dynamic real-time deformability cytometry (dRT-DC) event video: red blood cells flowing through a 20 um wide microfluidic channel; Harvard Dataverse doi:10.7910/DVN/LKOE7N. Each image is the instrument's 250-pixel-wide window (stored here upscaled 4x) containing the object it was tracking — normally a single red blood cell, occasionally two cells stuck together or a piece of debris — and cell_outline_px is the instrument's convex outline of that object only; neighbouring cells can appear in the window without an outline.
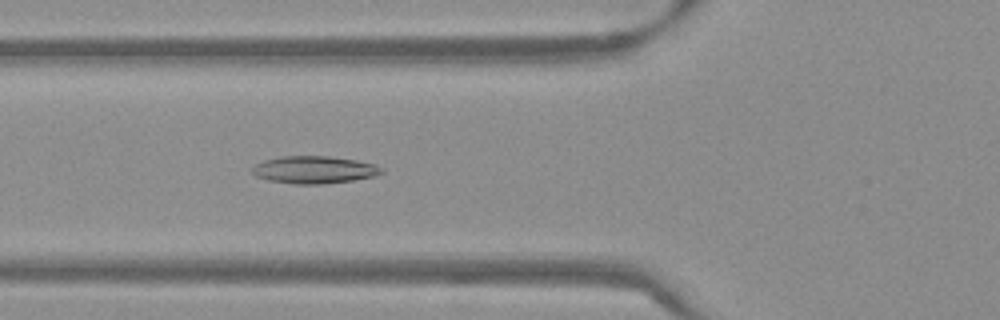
{"species": "Egyptian fruit bat (a non-hibernating species)", "species_latin": "Rousettus aegyptiacus", "temperature_condition": "warm", "stored_images_in_passage": 53, "camera_frame_rate_fps": 3000, "um_per_image_px": 0.085, "frame": {"image": 1, "passage_image": 20, "time_ms": 6.333, "image_size_px": [1000, 320], "cell_outline_px": [[384, 172], [376, 176], [352, 180], [324, 184], [296, 184], [268, 180], [256, 176], [252, 172], [252, 168], [256, 164], [264, 160], [280, 156], [328, 156], [356, 160], [376, 164], [384, 168]], "centroid_in_image_um": [26.74, 14.43], "position_along_channel_um": 99.1, "area_um2": 20.75}}
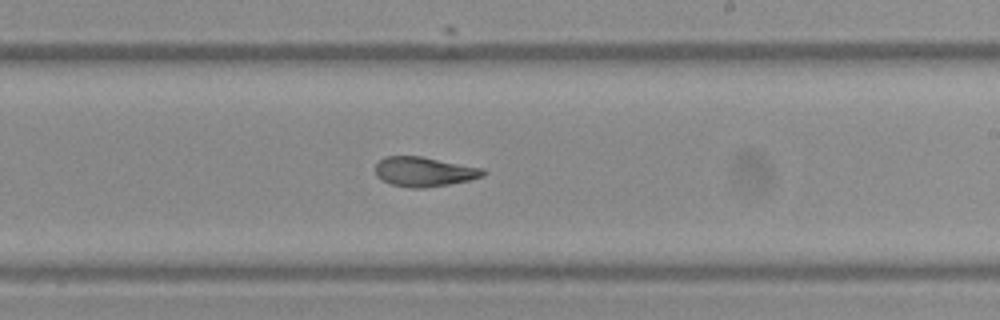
{"frame": {"image": 2, "passage_image": 32, "time_ms": 10.333, "image_size_px": [1000, 320], "cell_outline_px": [[488, 172], [484, 176], [468, 180], [448, 184], [424, 188], [408, 188], [392, 184], [380, 180], [376, 176], [376, 164], [384, 156], [420, 156], [484, 168]], "centroid_in_image_um": [36.05, 14.59], "position_along_channel_um": 252.9, "area_um2": 18.67}}
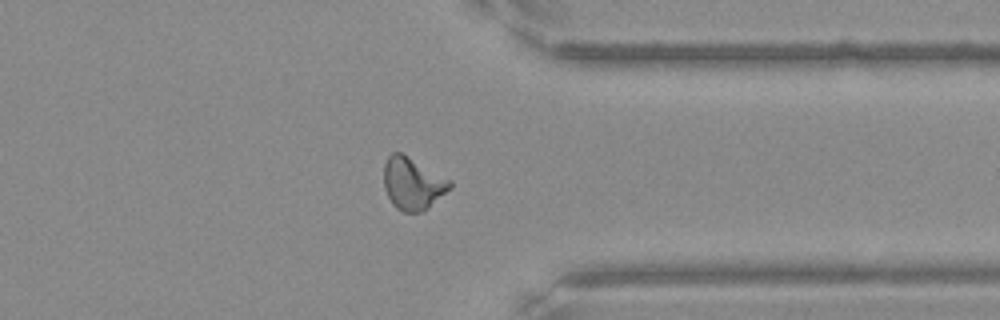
{"frame": {"image": 3, "passage_image": 42, "time_ms": 13.667, "image_size_px": [1000, 320], "cell_outline_px": [[452, 188], [428, 208], [420, 212], [404, 212], [396, 208], [392, 204], [384, 188], [384, 164], [388, 156], [392, 152], [400, 152], [452, 180]], "centroid_in_image_um": [35.09, 15.61], "position_along_channel_um": 376.3, "area_um2": 20.17}, "authors_computed_cell_mechanics": {"area_um2": 19.652, "velocity_mm_per_s": 3.8319, "shape_relaxation_time_tau1_ms": null, "shape_relaxation_time_tau2_ms": 2.8704, "deformation_change_tau1": null, "deformation_change_tau2": 0.1011}}